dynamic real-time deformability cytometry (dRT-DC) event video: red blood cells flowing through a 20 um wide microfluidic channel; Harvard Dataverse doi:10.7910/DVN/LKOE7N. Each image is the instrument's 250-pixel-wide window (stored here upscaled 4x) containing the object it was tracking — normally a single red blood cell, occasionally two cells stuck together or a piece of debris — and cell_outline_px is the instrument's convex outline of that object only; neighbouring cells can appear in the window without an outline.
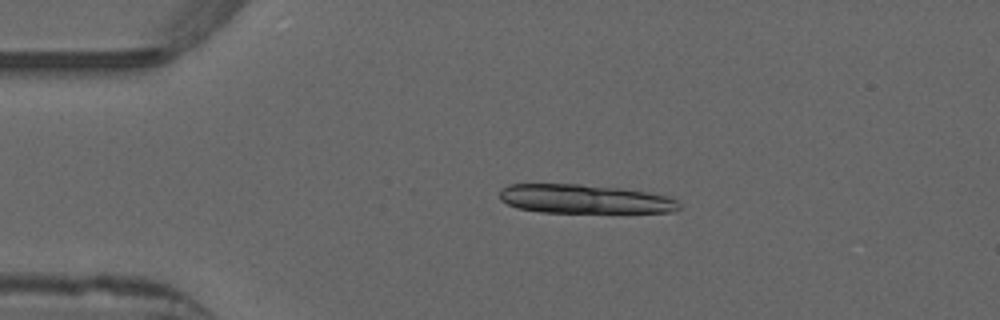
{"species": "common noctule bat (a hibernating species)", "species_latin": "Nyctalus noctula", "temperature_condition": "warm", "stored_images_in_passage": 15, "camera_frame_rate_fps": 3000, "um_per_image_px": 0.085, "animal": {"sex": "male", "forearm_length_mm": 52.5}, "frame": {"image": 1, "passage_image": 8, "time_ms": 2.333, "image_size_px": [1000, 320], "cell_outline_px": [[680, 208], [676, 212], [540, 212], [516, 208], [500, 200], [500, 188], [508, 184], [580, 184], [620, 188], [668, 196], [676, 200], [680, 204]], "centroid_in_image_um": [49.65, 16.91], "position_along_channel_um": 35.3, "area_um2": 30.29}}
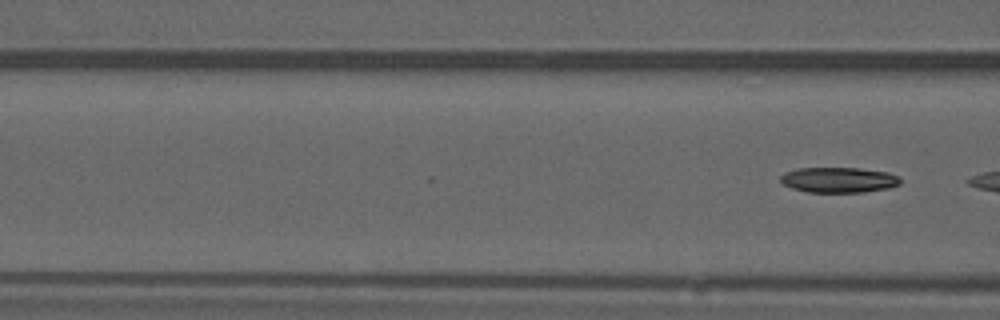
{"frame": {"image": 2, "passage_image": 15, "time_ms": 4.667, "image_size_px": [1000, 320], "cell_outline_px": [[900, 184], [888, 188], [864, 192], [808, 192], [792, 188], [784, 184], [780, 180], [780, 176], [784, 172], [800, 168], [860, 168], [888, 172], [900, 176]], "centroid_in_image_um": [71.31, 15.29], "position_along_channel_um": 95.3, "area_um2": 17.74}}